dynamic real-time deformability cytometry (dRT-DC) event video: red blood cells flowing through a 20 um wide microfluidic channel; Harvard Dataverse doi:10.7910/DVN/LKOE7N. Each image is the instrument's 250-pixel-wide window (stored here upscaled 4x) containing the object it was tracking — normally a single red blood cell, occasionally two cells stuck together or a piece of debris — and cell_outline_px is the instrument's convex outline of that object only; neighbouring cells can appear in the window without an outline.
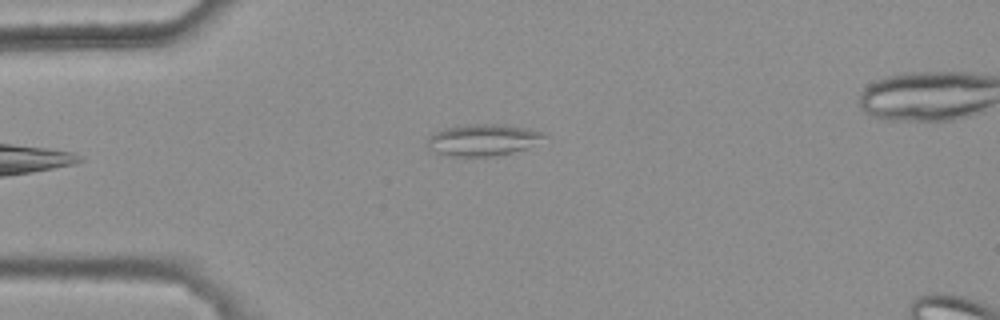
{"species": "common noctule bat (a hibernating species)", "species_latin": "Nyctalus noctula", "temperature_condition": "warm", "stored_images_in_passage": 4, "camera_frame_rate_fps": 3000, "um_per_image_px": 0.085, "animal": {"sex": "female", "body_mass_g": 25.1}, "frame": {"image": 1, "passage_image": 4, "time_ms": 1.0, "image_size_px": [1000, 320], "cell_outline_px": [[548, 136], [524, 148], [512, 152], [496, 156], [456, 156], [440, 152], [428, 148], [428, 140], [436, 132], [444, 128], [472, 124], [504, 124], [544, 132]], "centroid_in_image_um": [41.08, 11.88], "position_along_channel_um": 43.9, "area_um2": 20.92}}